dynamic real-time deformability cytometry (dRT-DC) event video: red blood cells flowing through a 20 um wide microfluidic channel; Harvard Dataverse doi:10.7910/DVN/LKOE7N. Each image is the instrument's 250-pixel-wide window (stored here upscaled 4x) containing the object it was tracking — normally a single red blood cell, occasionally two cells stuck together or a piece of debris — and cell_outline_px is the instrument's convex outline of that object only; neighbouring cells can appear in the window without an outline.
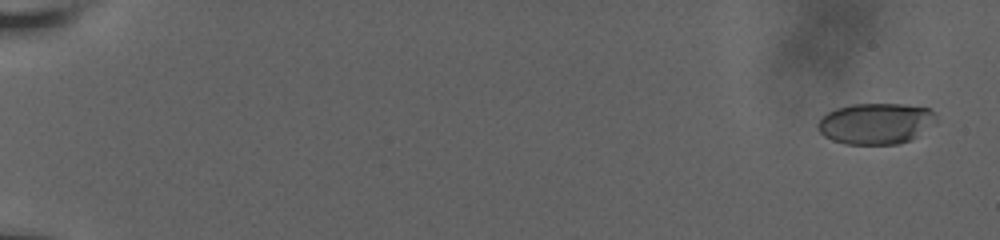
{"species": "human", "species_latin": "Homo sapiens", "temperature_condition": "room temperature", "stored_images_in_passage": 61, "camera_frame_rate_fps": 3000, "um_per_image_px": 0.085, "donor": {"sex": "male"}, "frame": {"image": 1, "passage_image": 3, "time_ms": 0.667, "image_size_px": [1000, 240], "cell_outline_px": [[936, 124], [908, 140], [896, 144], [844, 144], [832, 140], [824, 136], [816, 128], [816, 124], [820, 116], [836, 108], [852, 104], [904, 104], [928, 108], [936, 116]], "centroid_in_image_um": [74.39, 10.49], "position_along_channel_um": 10.6, "area_um2": 28.44}}
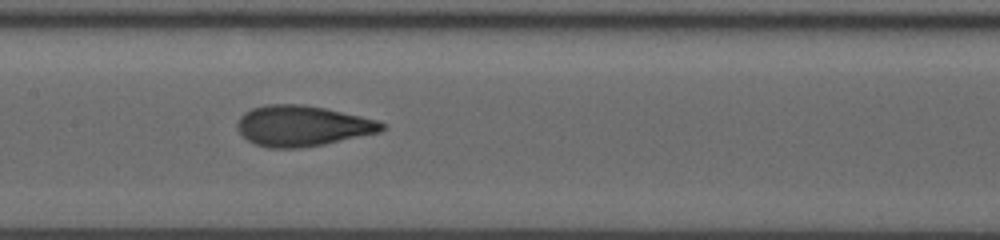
{"frame": {"image": 2, "passage_image": 34, "time_ms": 11.0, "image_size_px": [1000, 240], "cell_outline_px": [[388, 124], [380, 132], [324, 144], [300, 148], [268, 148], [256, 144], [248, 140], [236, 128], [236, 124], [240, 116], [244, 112], [252, 108], [264, 104], [304, 104], [324, 108], [360, 116], [376, 120]], "centroid_in_image_um": [25.68, 10.69], "position_along_channel_um": 181.7, "area_um2": 34.22}}
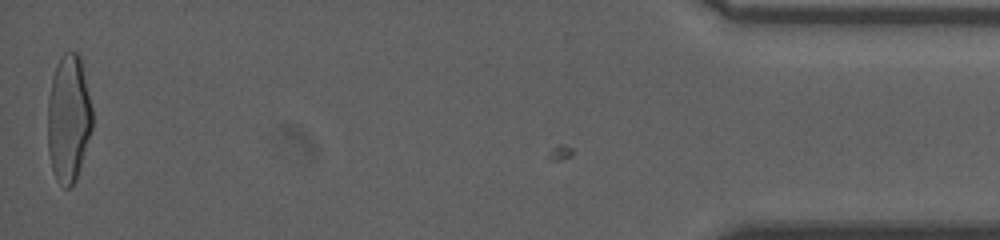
{"frame": {"image": 3, "passage_image": 61, "time_ms": 20.0, "image_size_px": [1000, 240], "cell_outline_px": [[92, 128], [76, 180], [68, 188], [64, 188], [56, 180], [52, 168], [48, 152], [48, 96], [52, 76], [56, 64], [60, 56], [64, 52], [76, 52], [80, 56], [92, 108]], "centroid_in_image_um": [5.81, 10.06], "position_along_channel_um": 429.4, "area_um2": 33.18}, "authors_computed_cell_mechanics": {"area_um2": 32.7726, "velocity_mm_per_s": 3.6621, "shape_relaxation_time_tau1_ms": 5.0369, "shape_relaxation_time_tau2_ms": 1.0434, "deformation_change_tau1": 0.2032, "deformation_change_tau2": 0.0806}}